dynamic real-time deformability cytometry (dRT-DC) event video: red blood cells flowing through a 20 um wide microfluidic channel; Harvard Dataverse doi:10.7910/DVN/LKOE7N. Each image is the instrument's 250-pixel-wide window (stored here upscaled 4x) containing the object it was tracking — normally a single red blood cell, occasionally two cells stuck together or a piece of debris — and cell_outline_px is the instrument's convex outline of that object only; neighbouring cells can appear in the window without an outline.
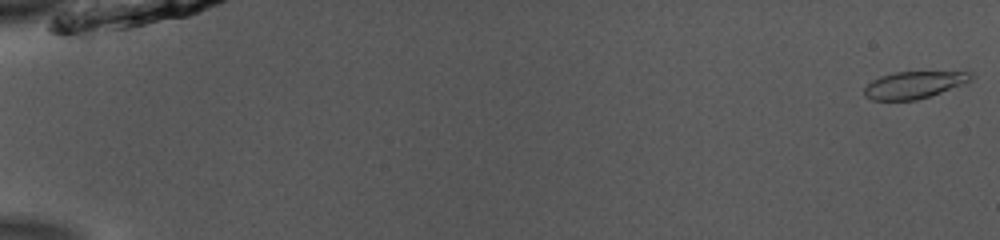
{"species": "common noctule bat (a hibernating species)", "species_latin": "Nyctalus noctula", "temperature_condition": "room temperature", "stored_images_in_passage": 53, "camera_frame_rate_fps": 3000, "um_per_image_px": 0.085, "animal": {"sex": "male", "body_mass_g": 13.0, "forearm_length_mm": 53.1}, "frame": {"image": 1, "passage_image": 1, "time_ms": 0.0, "image_size_px": [1000, 240], "cell_outline_px": [[976, 76], [972, 80], [940, 92], [916, 100], [872, 100], [864, 96], [864, 88], [872, 80], [880, 76], [892, 72], [972, 72]], "centroid_in_image_um": [77.66, 7.21], "position_along_channel_um": 7.3, "area_um2": 16.7}}
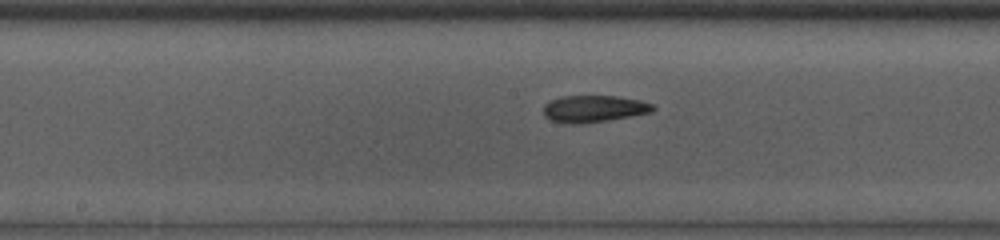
{"frame": {"image": 2, "passage_image": 29, "time_ms": 9.333, "image_size_px": [1000, 240], "cell_outline_px": [[656, 108], [652, 112], [604, 120], [552, 120], [544, 116], [544, 104], [560, 96], [616, 96], [640, 100], [652, 104]], "centroid_in_image_um": [50.54, 9.17], "position_along_channel_um": 197.7, "area_um2": 16.01}}
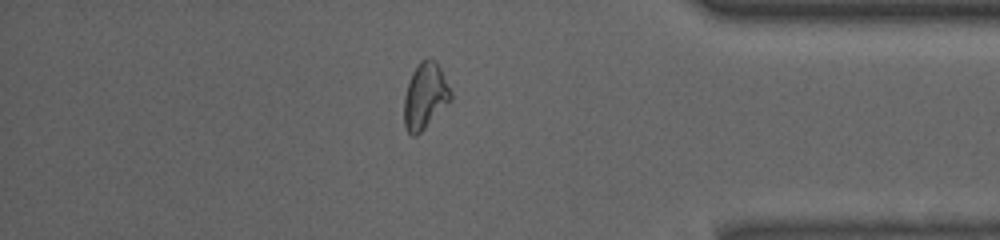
{"frame": {"image": 3, "passage_image": 46, "time_ms": 15.0, "image_size_px": [1000, 240], "cell_outline_px": [[452, 100], [416, 136], [412, 136], [408, 132], [404, 124], [404, 96], [412, 72], [420, 60], [428, 56], [436, 60], [452, 92]], "centroid_in_image_um": [36.14, 8.12], "position_along_channel_um": 399.1, "area_um2": 18.03}, "authors_computed_cell_mechanics": {"area_um2": 17.2822, "velocity_mm_per_s": 3.9057, "shape_relaxation_time_tau1_ms": 5.7035, "shape_relaxation_time_tau2_ms": 4.2674, "deformation_change_tau1": 0.1557, "deformation_change_tau2": 0.0838}}